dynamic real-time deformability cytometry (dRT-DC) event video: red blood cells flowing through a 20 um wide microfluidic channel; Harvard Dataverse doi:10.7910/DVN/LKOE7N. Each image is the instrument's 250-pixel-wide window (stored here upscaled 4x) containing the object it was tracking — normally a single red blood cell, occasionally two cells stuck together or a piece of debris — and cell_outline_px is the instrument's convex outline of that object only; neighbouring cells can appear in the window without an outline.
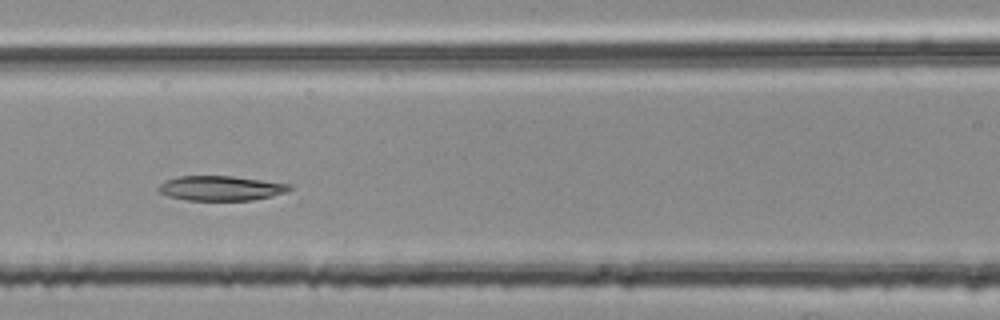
{"species": "common noctule bat (a hibernating species)", "species_latin": "Nyctalus noctula", "temperature_condition": "room temperature", "stored_images_in_passage": 6, "segment_of_instrument_passage": [2, 2], "camera_frame_rate_fps": 3000, "um_per_image_px": 0.085, "animal": {"sex": "female", "body_mass_g": 25.1}, "frame": {"image": 1, "passage_image": 5, "time_ms": 1.333, "image_size_px": [1000, 320], "cell_outline_px": [[292, 188], [288, 192], [272, 196], [252, 200], [184, 200], [168, 196], [160, 192], [156, 188], [164, 180], [176, 176], [232, 176], [292, 184]], "centroid_in_image_um": [18.76, 15.99], "position_along_channel_um": 147.8, "area_um2": 19.07}}
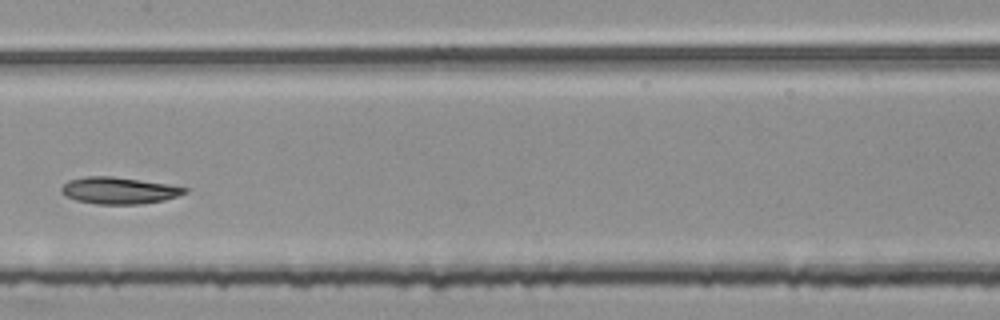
{"frame": {"image": 2, "passage_image": 6, "time_ms": 1.667, "image_size_px": [1000, 320], "cell_outline_px": [[188, 192], [164, 200], [140, 204], [96, 204], [76, 200], [60, 192], [60, 188], [68, 180], [84, 176], [112, 176], [168, 184], [188, 188]], "centroid_in_image_um": [10.09, 16.19], "position_along_channel_um": 197.3, "area_um2": 19.19}}